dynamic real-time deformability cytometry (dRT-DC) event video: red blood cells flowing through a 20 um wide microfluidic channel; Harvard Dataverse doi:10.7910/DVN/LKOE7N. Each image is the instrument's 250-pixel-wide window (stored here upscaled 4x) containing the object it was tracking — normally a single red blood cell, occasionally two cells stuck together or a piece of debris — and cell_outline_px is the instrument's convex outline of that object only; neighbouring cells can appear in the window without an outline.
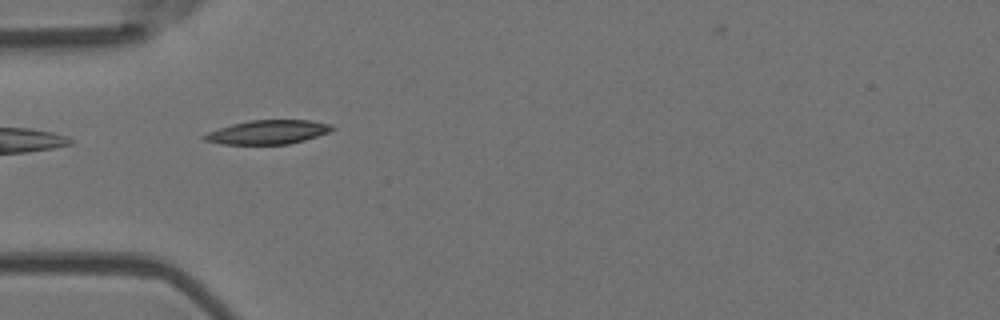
{"species": "Egyptian fruit bat (a non-hibernating species)", "species_latin": "Rousettus aegyptiacus", "temperature_condition": "room temperature", "stored_images_in_passage": 4, "camera_frame_rate_fps": 3000, "um_per_image_px": 0.085, "animal": {"sex": "female"}, "frame": {"image": 1, "passage_image": 3, "time_ms": 0.667, "image_size_px": [1000, 320], "cell_outline_px": [[336, 128], [328, 132], [304, 140], [288, 144], [220, 144], [204, 140], [200, 136], [208, 132], [232, 124], [252, 120], [312, 120], [332, 124]], "centroid_in_image_um": [22.77, 11.23], "position_along_channel_um": 62.2, "area_um2": 17.8}}
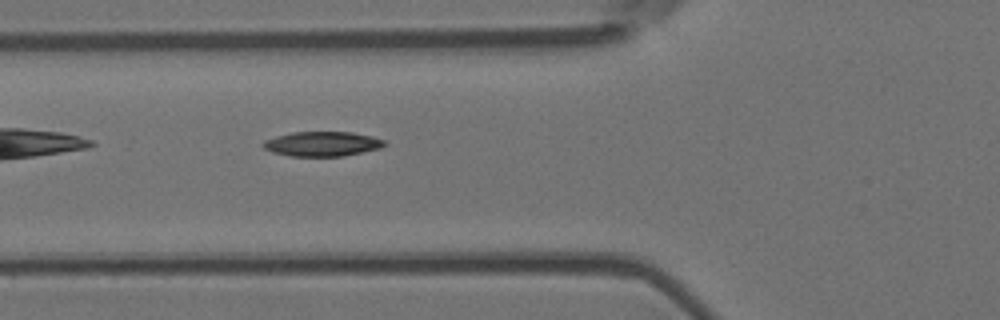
{"frame": {"image": 2, "passage_image": 4, "time_ms": 1.0, "image_size_px": [1000, 320], "cell_outline_px": [[388, 144], [380, 148], [344, 156], [292, 156], [272, 152], [264, 148], [260, 144], [264, 140], [276, 136], [292, 132], [352, 132], [372, 136], [384, 140]], "centroid_in_image_um": [27.38, 12.23], "position_along_channel_um": 98.4, "area_um2": 17.51}}